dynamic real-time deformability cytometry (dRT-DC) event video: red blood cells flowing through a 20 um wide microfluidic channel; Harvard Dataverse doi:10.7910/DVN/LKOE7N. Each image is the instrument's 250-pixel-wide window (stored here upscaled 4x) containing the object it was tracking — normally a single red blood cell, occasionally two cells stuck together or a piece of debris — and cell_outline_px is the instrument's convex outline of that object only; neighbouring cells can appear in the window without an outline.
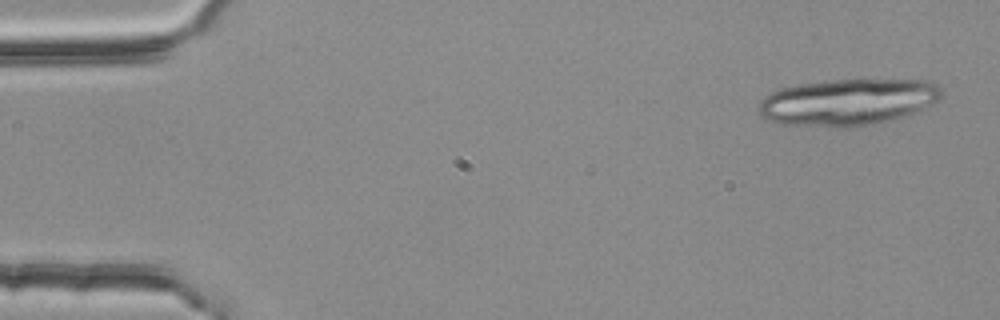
{"species": "common noctule bat (a hibernating species)", "species_latin": "Nyctalus noctula", "temperature_condition": "room temperature", "stored_images_in_passage": 4, "camera_frame_rate_fps": 3000, "um_per_image_px": 0.085, "animal": {"sex": "female", "body_mass_g": 25.1}, "frame": {"image": 1, "passage_image": 1, "time_ms": 0.0, "image_size_px": [1000, 320], "cell_outline_px": [[944, 96], [940, 100], [908, 116], [856, 128], [832, 128], [780, 124], [768, 120], [756, 108], [760, 100], [772, 92], [780, 88], [796, 84], [832, 80], [924, 80], [940, 84], [944, 88]], "centroid_in_image_um": [72.11, 8.69], "position_along_channel_um": 12.9, "area_um2": 50.69}}